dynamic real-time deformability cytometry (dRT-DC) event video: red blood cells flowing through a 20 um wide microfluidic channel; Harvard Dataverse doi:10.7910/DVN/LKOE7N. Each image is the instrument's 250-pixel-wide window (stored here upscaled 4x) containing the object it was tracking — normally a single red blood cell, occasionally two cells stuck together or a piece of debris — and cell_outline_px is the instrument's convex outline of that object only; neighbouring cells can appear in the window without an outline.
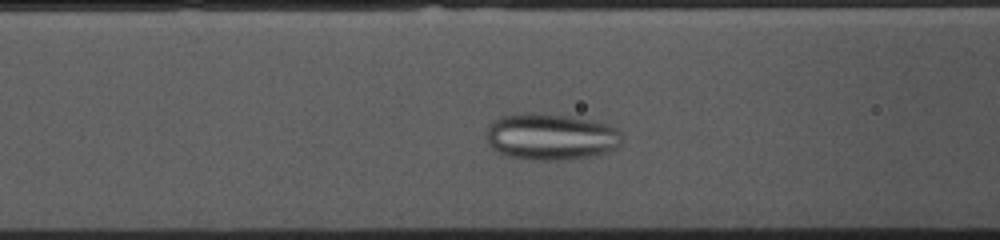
{"species": "common noctule bat (a hibernating species)", "species_latin": "Nyctalus noctula", "temperature_condition": "cold", "stored_images_in_passage": 37, "camera_frame_rate_fps": 3000, "um_per_image_px": 0.085, "animal": {"sex": "female", "body_mass_g": 10.0, "forearm_length_mm": 53.1}, "frame": {"image": 1, "passage_image": 14, "time_ms": 4.333, "image_size_px": [1000, 240], "cell_outline_px": [[624, 136], [620, 144], [616, 148], [596, 156], [552, 160], [532, 160], [508, 156], [500, 152], [488, 140], [488, 128], [492, 120], [500, 116], [528, 112], [532, 112], [572, 116], [608, 124], [616, 128]], "centroid_in_image_um": [46.88, 11.6], "position_along_channel_um": 119.7, "area_um2": 36.76}}
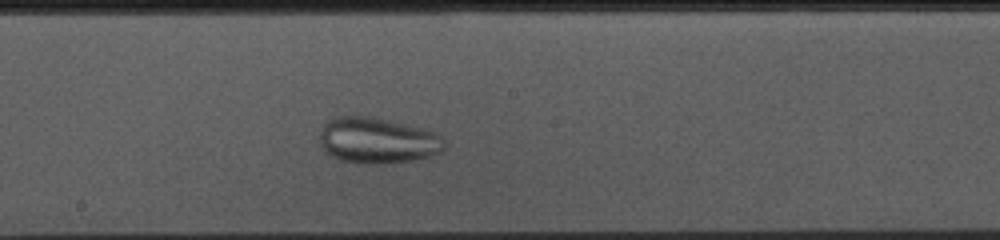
{"frame": {"image": 2, "passage_image": 22, "time_ms": 7.0, "image_size_px": [1000, 240], "cell_outline_px": [[448, 148], [432, 156], [384, 164], [364, 164], [344, 160], [332, 156], [320, 144], [320, 132], [324, 124], [332, 116], [372, 116], [392, 120], [440, 132], [444, 136], [448, 144]], "centroid_in_image_um": [32.18, 11.91], "position_along_channel_um": 216.0, "area_um2": 34.04}}
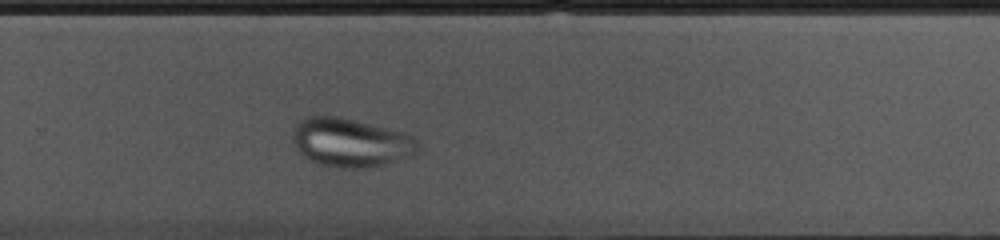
{"frame": {"image": 3, "passage_image": 29, "time_ms": 9.333, "image_size_px": [1000, 240], "cell_outline_px": [[420, 148], [412, 156], [384, 164], [360, 168], [344, 168], [320, 164], [304, 156], [300, 152], [292, 140], [292, 132], [296, 124], [300, 120], [308, 116], [340, 116], [404, 132], [420, 140]], "centroid_in_image_um": [29.84, 12.1], "position_along_channel_um": 300.0, "area_um2": 35.6}}